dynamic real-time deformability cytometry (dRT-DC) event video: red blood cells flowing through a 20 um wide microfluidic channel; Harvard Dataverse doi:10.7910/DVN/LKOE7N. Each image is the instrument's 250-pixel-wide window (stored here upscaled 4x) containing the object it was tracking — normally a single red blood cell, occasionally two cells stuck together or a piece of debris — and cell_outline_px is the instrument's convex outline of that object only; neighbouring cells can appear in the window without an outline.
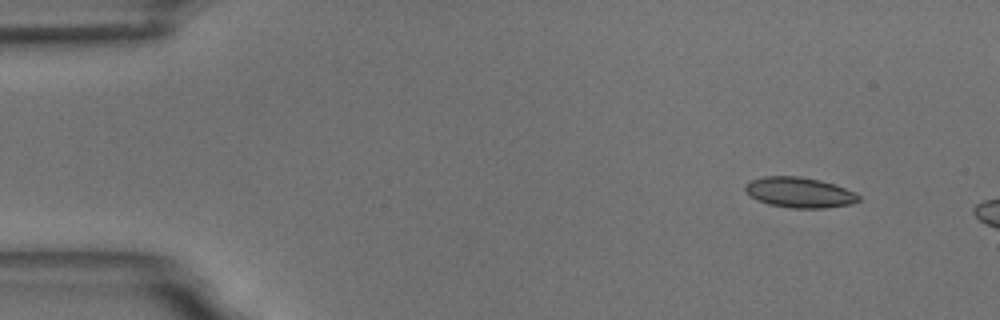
{"species": "common noctule bat (a hibernating species)", "species_latin": "Nyctalus noctula", "temperature_condition": "room temperature", "stored_images_in_passage": 7, "camera_frame_rate_fps": 3000, "um_per_image_px": 0.085, "animal": {"sex": "male", "body_mass_g": 18.8}, "frame": {"image": 1, "passage_image": 1, "time_ms": 0.0, "image_size_px": [1000, 320], "cell_outline_px": [[860, 200], [852, 204], [824, 208], [792, 208], [768, 204], [752, 196], [744, 188], [752, 180], [764, 176], [800, 176], [820, 180], [856, 192], [860, 196]], "centroid_in_image_um": [68.01, 16.36], "position_along_channel_um": 17.0, "area_um2": 19.83}}